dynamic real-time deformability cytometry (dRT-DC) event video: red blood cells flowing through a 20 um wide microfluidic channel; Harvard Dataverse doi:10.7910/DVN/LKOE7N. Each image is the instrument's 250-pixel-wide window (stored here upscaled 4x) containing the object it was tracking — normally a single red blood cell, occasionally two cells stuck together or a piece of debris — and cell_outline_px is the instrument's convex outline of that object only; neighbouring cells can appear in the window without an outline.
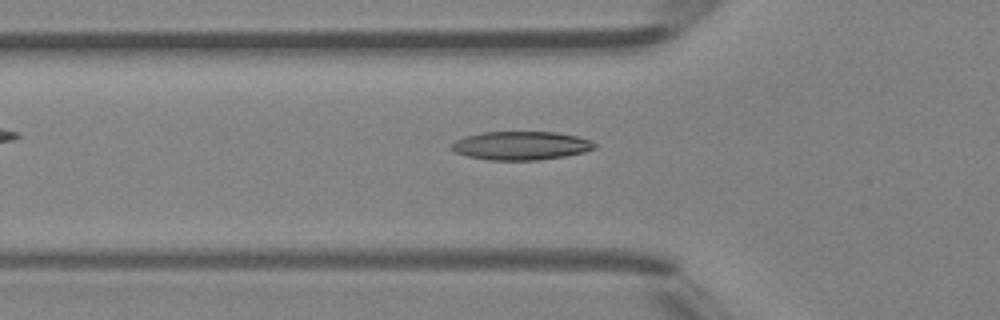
{"species": "Egyptian fruit bat (a non-hibernating species)", "species_latin": "Rousettus aegyptiacus", "temperature_condition": "room temperature", "stored_images_in_passage": 34, "camera_frame_rate_fps": 3000, "um_per_image_px": 0.085, "animal": {"sex": "female"}, "frame": {"image": 1, "passage_image": 6, "time_ms": 1.667, "image_size_px": [1000, 320], "cell_outline_px": [[596, 148], [584, 152], [564, 156], [536, 160], [488, 160], [468, 156], [456, 152], [452, 148], [452, 144], [456, 140], [464, 136], [484, 132], [556, 132], [576, 136], [588, 140], [596, 144]], "centroid_in_image_um": [44.28, 12.38], "position_along_channel_um": 81.5, "area_um2": 23.58}}
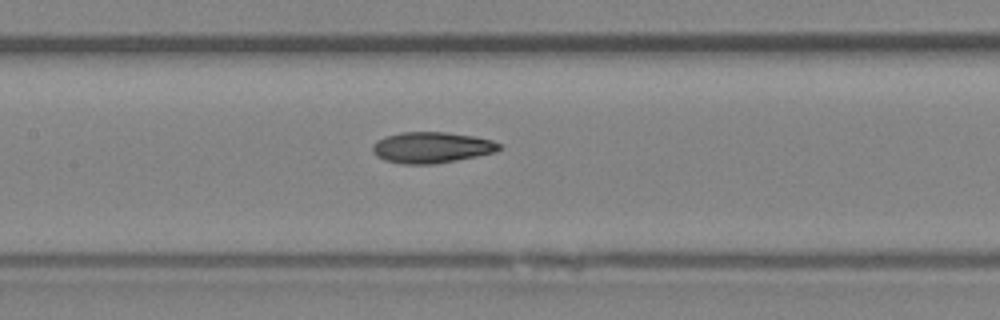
{"frame": {"image": 2, "passage_image": 12, "time_ms": 3.667, "image_size_px": [1000, 320], "cell_outline_px": [[500, 148], [496, 152], [456, 160], [432, 164], [404, 164], [384, 160], [376, 156], [372, 152], [372, 144], [376, 140], [384, 136], [400, 132], [444, 132], [472, 136], [492, 140], [500, 144]], "centroid_in_image_um": [36.63, 12.53], "position_along_channel_um": 170.8, "area_um2": 22.89}}
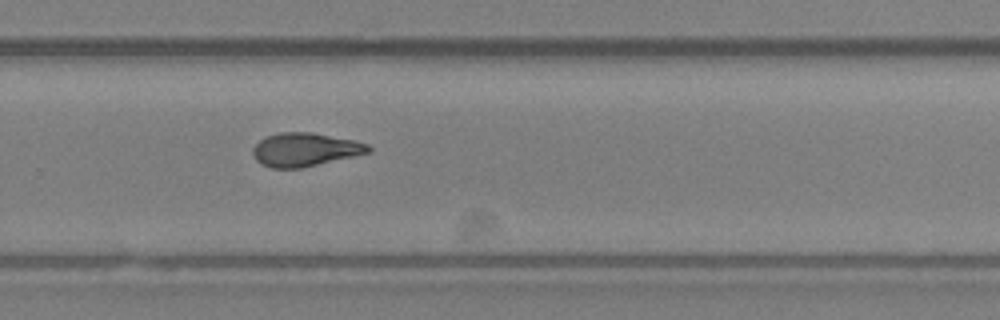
{"frame": {"image": 3, "passage_image": 21, "time_ms": 6.667, "image_size_px": [1000, 320], "cell_outline_px": [[372, 148], [368, 152], [352, 156], [300, 168], [272, 168], [260, 164], [256, 160], [252, 152], [252, 148], [264, 136], [280, 132], [312, 132], [352, 140], [368, 144]], "centroid_in_image_um": [25.86, 12.71], "position_along_channel_um": 303.9, "area_um2": 22.31}, "authors_computed_cell_mechanics": {"area_um2": 22.6287, "velocity_mm_per_s": 4.4584, "shape_relaxation_time_tau1_ms": 6.403, "shape_relaxation_time_tau2_ms": 3.0274, "deformation_change_tau1": 0.1802, "deformation_change_tau2": 0.1054}}